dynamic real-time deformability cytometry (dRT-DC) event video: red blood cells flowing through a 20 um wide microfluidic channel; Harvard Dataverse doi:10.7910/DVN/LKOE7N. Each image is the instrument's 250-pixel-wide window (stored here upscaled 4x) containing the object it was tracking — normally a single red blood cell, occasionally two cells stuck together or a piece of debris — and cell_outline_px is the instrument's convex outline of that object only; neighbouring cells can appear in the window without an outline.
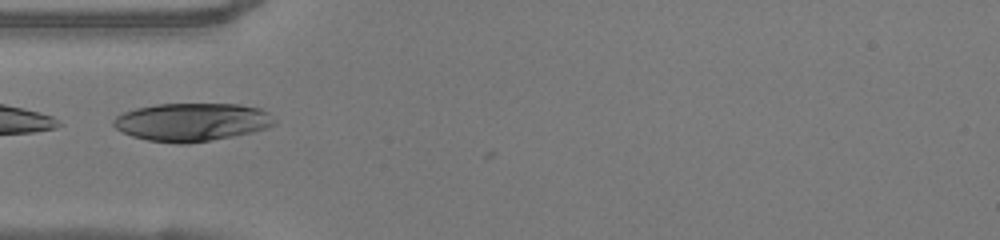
{"species": "human", "species_latin": "Homo sapiens", "temperature_condition": "warm", "stored_images_in_passage": 36, "camera_frame_rate_fps": 3000, "um_per_image_px": 0.085, "donor": {"sex": "female"}, "frame": {"image": 1, "passage_image": 2, "time_ms": 0.333, "image_size_px": [1000, 240], "cell_outline_px": [[276, 124], [264, 128], [232, 136], [188, 144], [176, 144], [148, 140], [132, 136], [116, 128], [112, 124], [112, 120], [116, 116], [124, 112], [136, 108], [156, 104], [240, 104], [260, 108], [268, 112]], "centroid_in_image_um": [16.27, 10.37], "position_along_channel_um": 68.7, "area_um2": 35.55}}
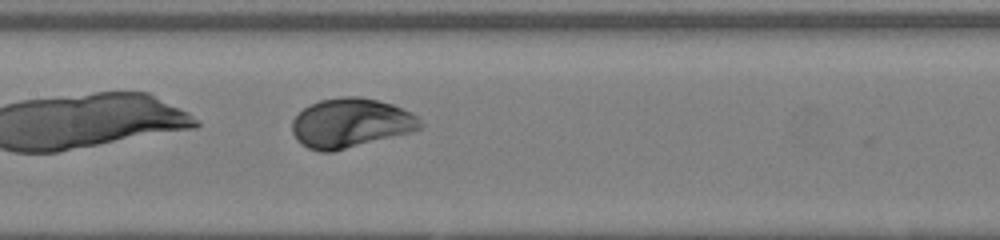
{"frame": {"image": 2, "passage_image": 10, "time_ms": 3.0, "image_size_px": [1000, 240], "cell_outline_px": [[424, 128], [412, 132], [332, 152], [320, 152], [308, 148], [296, 140], [292, 132], [292, 120], [304, 108], [320, 100], [340, 96], [356, 96], [376, 100], [392, 104], [412, 112], [424, 124]], "centroid_in_image_um": [29.82, 10.47], "position_along_channel_um": 177.6, "area_um2": 36.99}}
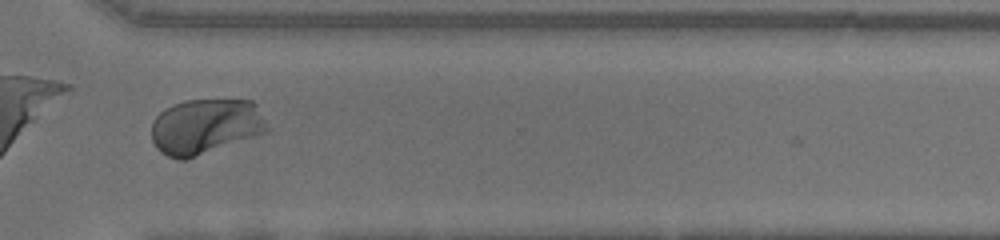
{"frame": {"image": 3, "passage_image": 23, "time_ms": 7.333, "image_size_px": [1000, 240], "cell_outline_px": [[268, 132], [184, 160], [176, 160], [160, 152], [156, 148], [152, 140], [152, 120], [160, 112], [184, 100], [252, 100], [256, 104], [268, 128]], "centroid_in_image_um": [17.45, 10.76], "position_along_channel_um": 353.2, "area_um2": 37.17}, "authors_computed_cell_mechanics": {"area_um2": 36.8186, "velocity_mm_per_s": 4.0505, "shape_relaxation_time_tau1_ms": 2.1838, "shape_relaxation_time_tau2_ms": null, "deformation_change_tau1": 0.1714, "deformation_change_tau2": null}}